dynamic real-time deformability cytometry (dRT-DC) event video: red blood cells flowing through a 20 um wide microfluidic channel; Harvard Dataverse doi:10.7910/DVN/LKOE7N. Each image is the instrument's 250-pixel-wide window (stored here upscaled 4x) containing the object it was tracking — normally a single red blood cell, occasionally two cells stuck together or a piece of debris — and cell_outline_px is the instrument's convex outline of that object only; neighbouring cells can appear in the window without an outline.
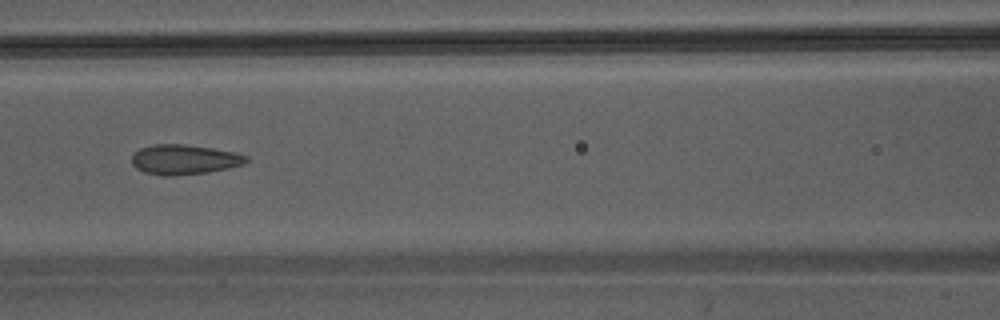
{"species": "Egyptian fruit bat (a non-hibernating species)", "species_latin": "Rousettus aegyptiacus", "temperature_condition": "warm", "stored_images_in_passage": 26, "camera_frame_rate_fps": 3000, "um_per_image_px": 0.085, "animal": {"sex": "male"}, "frame": {"image": 1, "passage_image": 11, "time_ms": 3.333, "image_size_px": [1000, 320], "cell_outline_px": [[248, 160], [244, 164], [228, 168], [208, 172], [176, 176], [160, 176], [144, 172], [136, 168], [132, 164], [132, 152], [140, 148], [152, 144], [184, 144], [212, 148], [236, 152], [248, 156]], "centroid_in_image_um": [15.64, 13.56], "position_along_channel_um": 151.0, "area_um2": 20.23}}
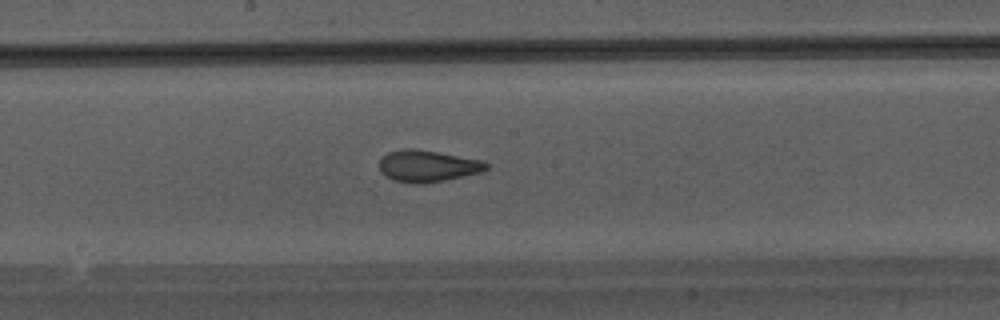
{"frame": {"image": 2, "passage_image": 15, "time_ms": 4.667, "image_size_px": [1000, 320], "cell_outline_px": [[488, 168], [480, 172], [444, 180], [424, 184], [416, 184], [396, 180], [388, 176], [380, 168], [380, 160], [388, 152], [404, 148], [412, 148], [484, 160], [488, 164]], "centroid_in_image_um": [36.38, 14.1], "position_along_channel_um": 211.8, "area_um2": 19.36}}
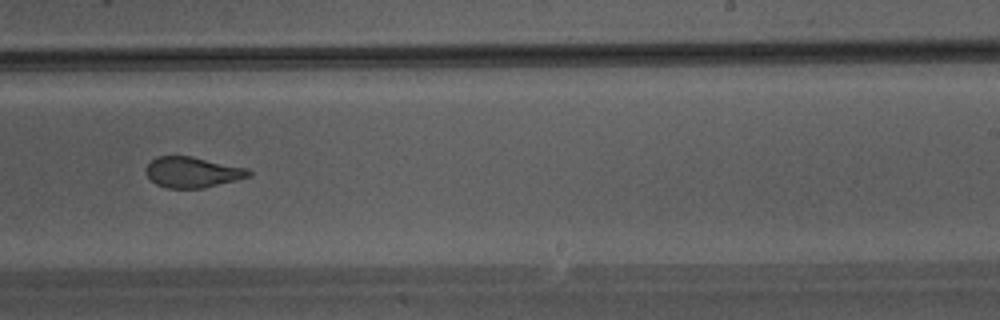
{"frame": {"image": 3, "passage_image": 19, "time_ms": 6.0, "image_size_px": [1000, 320], "cell_outline_px": [[252, 176], [204, 188], [168, 188], [156, 184], [148, 176], [148, 164], [156, 156], [192, 156], [248, 168], [252, 172]], "centroid_in_image_um": [16.42, 14.63], "position_along_channel_um": 272.6, "area_um2": 18.26}}